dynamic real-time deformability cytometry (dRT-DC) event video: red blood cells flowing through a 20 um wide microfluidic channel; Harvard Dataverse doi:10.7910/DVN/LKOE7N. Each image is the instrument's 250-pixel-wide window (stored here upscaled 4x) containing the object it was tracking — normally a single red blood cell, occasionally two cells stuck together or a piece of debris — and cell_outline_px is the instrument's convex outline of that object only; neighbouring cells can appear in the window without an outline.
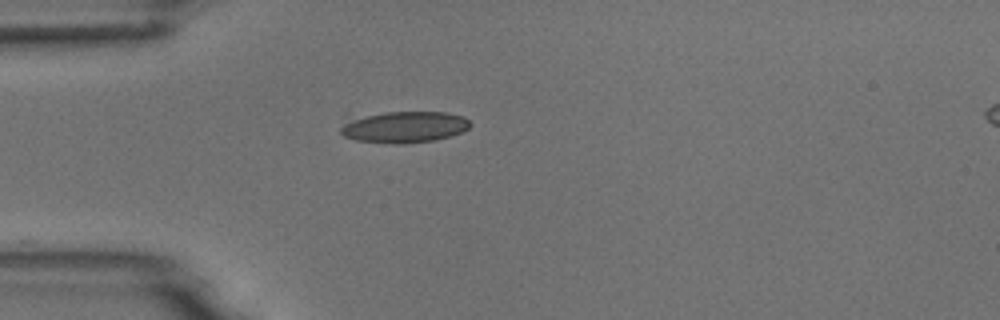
{"species": "common noctule bat (a hibernating species)", "species_latin": "Nyctalus noctula", "temperature_condition": "room temperature", "stored_images_in_passage": 2, "camera_frame_rate_fps": 3000, "um_per_image_px": 0.085, "animal": {"sex": "male", "body_mass_g": 18.8}, "frame": {"image": 1, "passage_image": 1, "time_ms": 0.0, "image_size_px": [1000, 320], "cell_outline_px": [[472, 124], [468, 128], [460, 132], [436, 140], [404, 144], [392, 144], [356, 140], [344, 136], [340, 132], [340, 128], [344, 124], [352, 120], [384, 112], [444, 112], [464, 116]], "centroid_in_image_um": [34.41, 10.81], "position_along_channel_um": 50.6, "area_um2": 23.35}}